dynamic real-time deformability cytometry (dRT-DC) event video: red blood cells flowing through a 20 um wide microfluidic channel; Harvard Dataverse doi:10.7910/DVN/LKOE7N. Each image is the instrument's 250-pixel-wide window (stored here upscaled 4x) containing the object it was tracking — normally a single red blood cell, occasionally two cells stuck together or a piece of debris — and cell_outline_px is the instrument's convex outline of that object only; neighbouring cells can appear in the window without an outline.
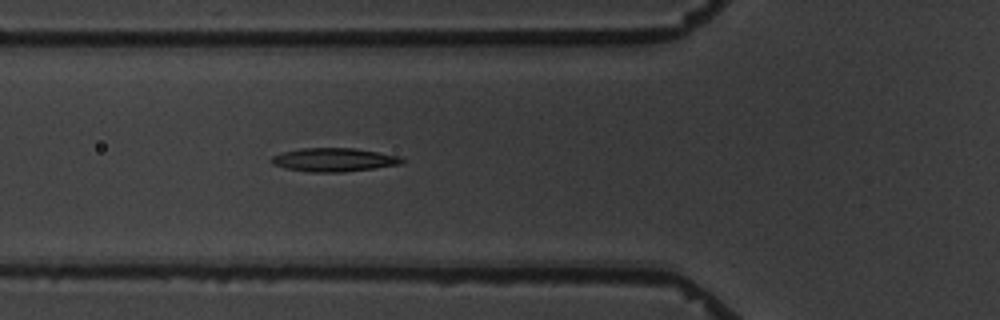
{"species": "common noctule bat (a hibernating species)", "species_latin": "Nyctalus noctula", "temperature_condition": "warm", "stored_images_in_passage": 2, "camera_frame_rate_fps": 3000, "um_per_image_px": 0.085, "animal": {"sex": "male", "body_mass_g": 19.5, "forearm_length_mm": 54.6}, "frame": {"image": 1, "passage_image": 2, "time_ms": 1.0, "image_size_px": [1000, 320], "cell_outline_px": [[404, 160], [400, 164], [344, 172], [308, 172], [284, 168], [272, 164], [268, 160], [272, 156], [284, 152], [300, 148], [356, 148], [400, 156]], "centroid_in_image_um": [28.33, 13.58], "position_along_channel_um": 97.5, "area_um2": 17.92}}